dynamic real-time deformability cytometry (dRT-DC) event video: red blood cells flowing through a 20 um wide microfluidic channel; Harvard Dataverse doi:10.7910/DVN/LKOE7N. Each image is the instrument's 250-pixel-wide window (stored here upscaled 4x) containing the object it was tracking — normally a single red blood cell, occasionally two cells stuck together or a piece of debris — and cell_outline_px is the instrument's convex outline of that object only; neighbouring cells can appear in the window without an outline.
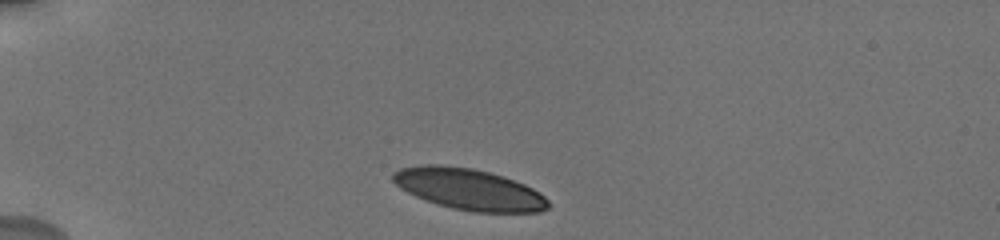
{"species": "human", "species_latin": "Homo sapiens", "temperature_condition": "cold", "stored_images_in_passage": 4, "camera_frame_rate_fps": 3000, "um_per_image_px": 0.085, "donor": {"sex": "male"}, "frame": {"image": 1, "passage_image": 1, "time_ms": 0.0, "image_size_px": [1000, 240], "cell_outline_px": [[552, 204], [548, 208], [540, 212], [472, 212], [452, 208], [436, 204], [416, 196], [400, 188], [392, 180], [392, 172], [400, 168], [420, 164], [440, 164], [472, 168], [504, 176], [524, 184], [532, 188], [544, 196]], "centroid_in_image_um": [39.85, 16.08], "position_along_channel_um": 45.1, "area_um2": 37.51}}
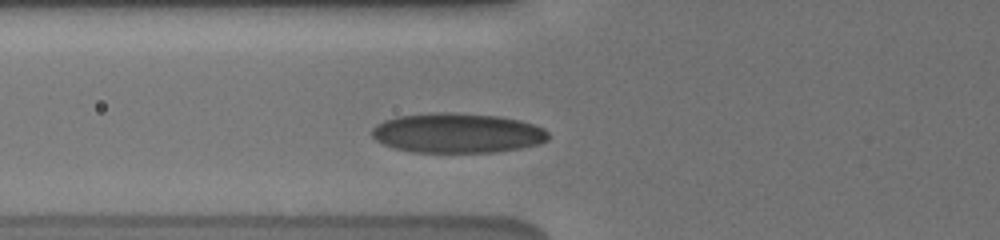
{"frame": {"image": 2, "passage_image": 4, "time_ms": 2.333, "image_size_px": [1000, 240], "cell_outline_px": [[548, 140], [540, 144], [520, 148], [492, 152], [412, 152], [396, 148], [384, 144], [376, 140], [372, 136], [372, 128], [376, 124], [384, 120], [396, 116], [432, 112], [448, 112], [500, 116], [520, 120], [544, 128], [548, 132]], "centroid_in_image_um": [38.87, 11.3], "position_along_channel_um": 86.9, "area_um2": 41.04}}